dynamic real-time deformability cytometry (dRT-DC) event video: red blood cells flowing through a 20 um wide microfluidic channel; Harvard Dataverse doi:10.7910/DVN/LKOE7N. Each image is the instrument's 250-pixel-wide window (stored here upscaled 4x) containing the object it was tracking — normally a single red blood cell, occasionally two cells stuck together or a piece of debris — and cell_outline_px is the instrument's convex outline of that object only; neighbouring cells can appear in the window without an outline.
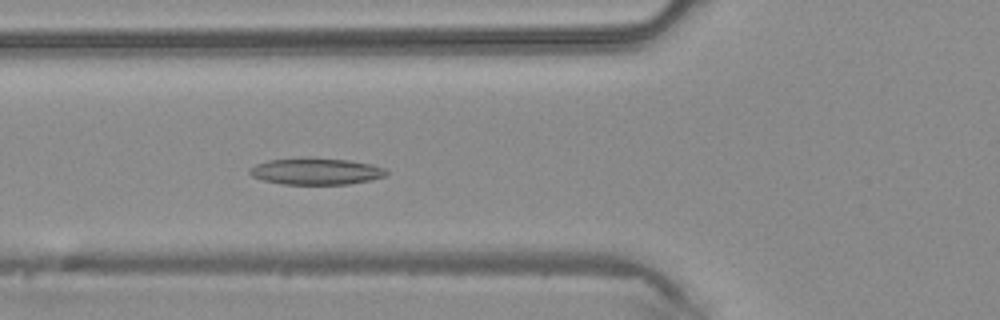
{"species": "common noctule bat (a hibernating species)", "species_latin": "Nyctalus noctula", "temperature_condition": "warm", "stored_images_in_passage": 37, "camera_frame_rate_fps": 3000, "um_per_image_px": 0.085, "animal": {"sex": "male", "body_mass_g": 20.4}, "frame": {"image": 1, "passage_image": 10, "time_ms": 3.0, "image_size_px": [1000, 320], "cell_outline_px": [[388, 172], [384, 176], [372, 180], [348, 184], [280, 184], [264, 180], [252, 176], [248, 172], [248, 168], [256, 164], [268, 160], [304, 156], [308, 156], [348, 160], [372, 164], [384, 168]], "centroid_in_image_um": [26.83, 14.54], "position_along_channel_um": 99.0, "area_um2": 21.62}}
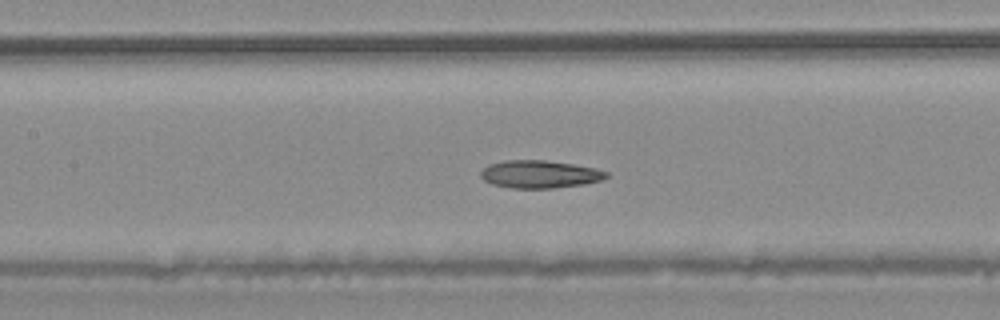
{"frame": {"image": 2, "passage_image": 14, "time_ms": 4.333, "image_size_px": [1000, 320], "cell_outline_px": [[608, 176], [604, 180], [584, 184], [552, 188], [512, 188], [492, 184], [484, 180], [480, 176], [480, 172], [488, 164], [504, 160], [544, 160], [572, 164], [596, 168], [608, 172]], "centroid_in_image_um": [45.88, 14.81], "position_along_channel_um": 161.5, "area_um2": 20.35}}
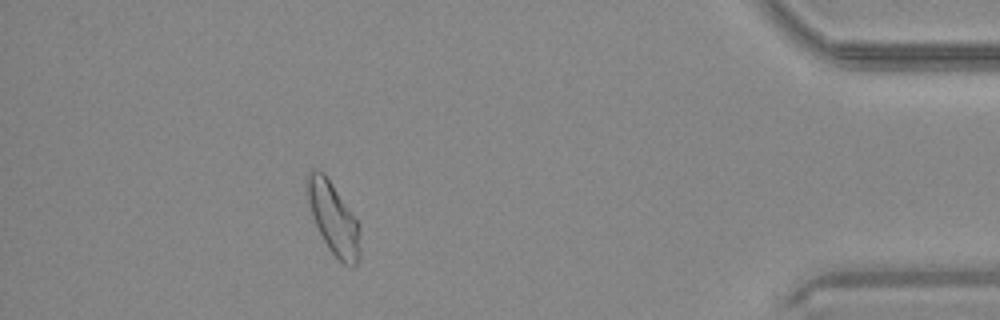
{"frame": {"image": 3, "passage_image": 33, "time_ms": 10.667, "image_size_px": [1000, 320], "cell_outline_px": [[360, 256], [356, 264], [352, 268], [344, 264], [328, 248], [312, 216], [304, 184], [304, 180], [308, 172], [312, 168], [316, 168], [324, 172], [356, 220], [360, 228]], "centroid_in_image_um": [28.31, 18.52], "position_along_channel_um": 406.9, "area_um2": 22.08}}